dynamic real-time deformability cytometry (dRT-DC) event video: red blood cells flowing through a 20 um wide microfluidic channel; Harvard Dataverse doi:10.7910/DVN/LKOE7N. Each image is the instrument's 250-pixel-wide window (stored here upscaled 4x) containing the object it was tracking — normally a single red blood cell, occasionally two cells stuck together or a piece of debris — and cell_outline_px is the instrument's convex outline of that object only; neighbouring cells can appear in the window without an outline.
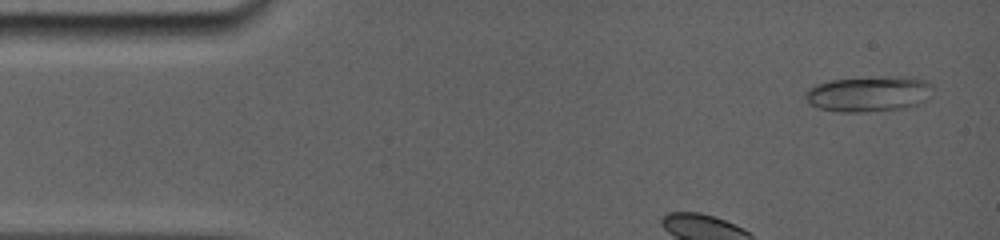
{"species": "common noctule bat (a hibernating species)", "species_latin": "Nyctalus noctula", "temperature_condition": "room temperature", "stored_images_in_passage": 7, "segment_of_instrument_passage": [1, 2], "camera_frame_rate_fps": 5000, "um_per_image_px": 0.085, "animal": {"sex": "female", "body_mass_g": 19.0, "forearm_length_mm": 56.7}, "frame": {"image": 1, "passage_image": 1, "time_ms": 0.0, "image_size_px": [1000, 240], "cell_outline_px": [[936, 88], [932, 96], [916, 104], [900, 108], [848, 112], [820, 108], [808, 104], [804, 96], [804, 92], [808, 88], [816, 84], [828, 80], [884, 76], [908, 76], [924, 80], [932, 84]], "centroid_in_image_um": [73.86, 7.94], "position_along_channel_um": 11.1, "area_um2": 26.47}}
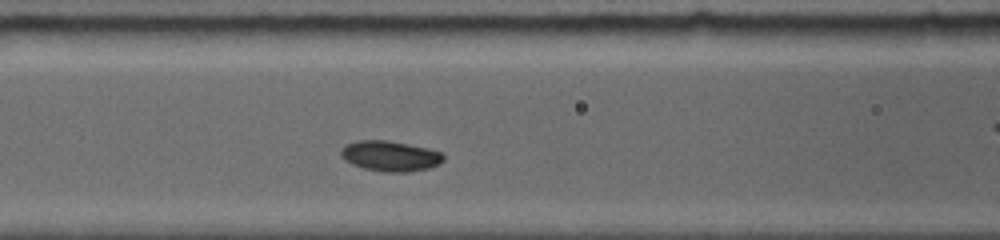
{"frame": {"image": 2, "passage_image": 6, "time_ms": 4.4, "image_size_px": [1000, 240], "cell_outline_px": [[444, 160], [440, 164], [428, 168], [404, 172], [380, 172], [364, 168], [352, 164], [344, 160], [340, 152], [348, 144], [360, 140], [384, 140], [424, 148], [440, 152], [444, 156]], "centroid_in_image_um": [33.16, 13.28], "position_along_channel_um": 133.4, "area_um2": 17.74}}